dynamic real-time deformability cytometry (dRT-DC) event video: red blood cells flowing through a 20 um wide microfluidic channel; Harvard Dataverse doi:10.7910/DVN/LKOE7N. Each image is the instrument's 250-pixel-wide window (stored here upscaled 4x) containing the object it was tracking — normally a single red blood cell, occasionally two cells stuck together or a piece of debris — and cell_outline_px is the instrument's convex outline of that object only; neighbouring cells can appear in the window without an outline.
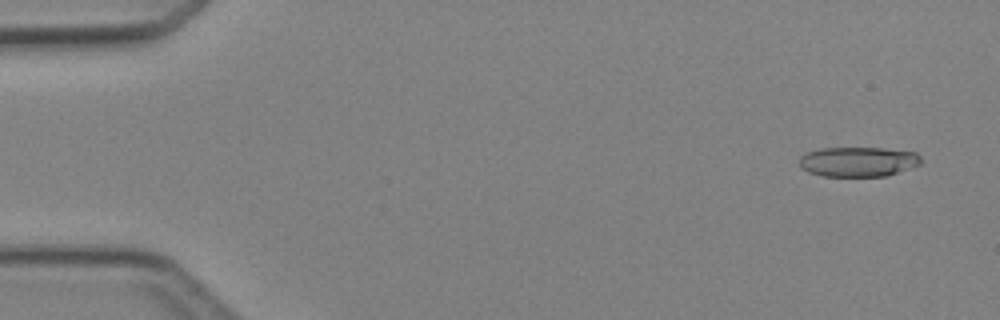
{"species": "Egyptian fruit bat (a non-hibernating species)", "species_latin": "Rousettus aegyptiacus", "temperature_condition": "cold", "stored_images_in_passage": 4, "camera_frame_rate_fps": 3000, "um_per_image_px": 0.085, "animal": {"sex": "female"}, "frame": {"image": 1, "passage_image": 1, "time_ms": 0.0, "image_size_px": [1000, 320], "cell_outline_px": [[920, 164], [888, 176], [824, 176], [808, 172], [800, 168], [800, 156], [804, 152], [820, 148], [884, 148], [916, 152], [920, 156]], "centroid_in_image_um": [72.91, 13.74], "position_along_channel_um": 12.1, "area_um2": 21.27}}
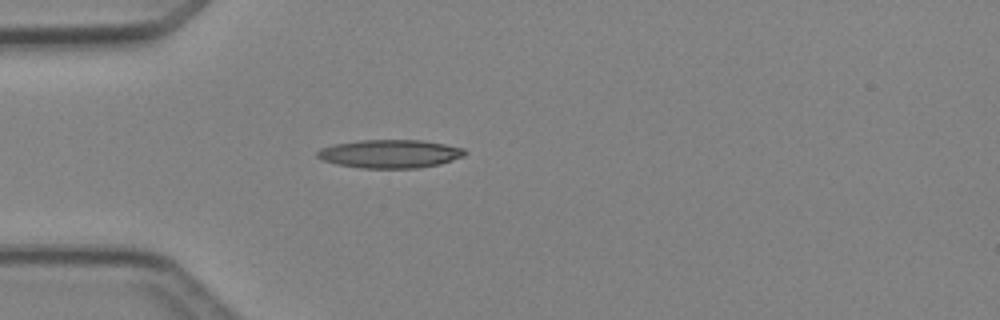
{"frame": {"image": 2, "passage_image": 4, "time_ms": 3.667, "image_size_px": [1000, 320], "cell_outline_px": [[468, 152], [464, 156], [440, 164], [416, 168], [360, 168], [336, 164], [324, 160], [316, 156], [316, 152], [320, 148], [332, 144], [360, 140], [424, 140], [464, 148]], "centroid_in_image_um": [33.14, 13.07], "position_along_channel_um": 51.9, "area_um2": 24.51}}